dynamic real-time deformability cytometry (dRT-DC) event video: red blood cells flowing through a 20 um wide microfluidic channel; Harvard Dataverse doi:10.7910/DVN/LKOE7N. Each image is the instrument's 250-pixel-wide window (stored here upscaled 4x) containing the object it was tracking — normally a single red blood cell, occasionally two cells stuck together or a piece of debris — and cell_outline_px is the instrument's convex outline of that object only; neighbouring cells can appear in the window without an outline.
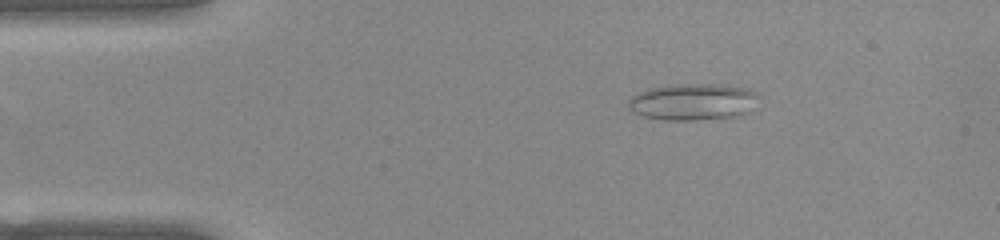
{"species": "common noctule bat (a hibernating species)", "species_latin": "Nyctalus noctula", "temperature_condition": "warm", "stored_images_in_passage": 44, "camera_frame_rate_fps": 3000, "um_per_image_px": 0.085, "animal": {"sex": "female", "body_mass_g": 22.0, "forearm_length_mm": 56.7}, "frame": {"image": 1, "passage_image": 1, "time_ms": 0.0, "image_size_px": [1000, 240], "cell_outline_px": [[760, 96], [748, 112], [740, 116], [696, 120], [664, 120], [644, 116], [632, 112], [628, 108], [628, 100], [636, 92], [648, 88], [672, 84], [712, 84], [748, 88], [756, 92]], "centroid_in_image_um": [58.87, 8.65], "position_along_channel_um": 26.1, "area_um2": 28.15}}
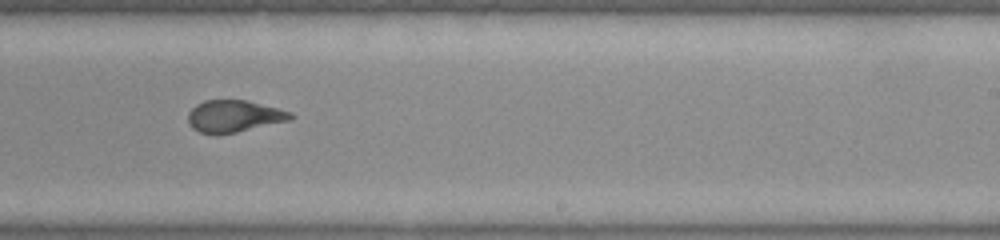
{"frame": {"image": 2, "passage_image": 24, "time_ms": 7.667, "image_size_px": [1000, 240], "cell_outline_px": [[292, 120], [236, 132], [200, 132], [192, 128], [188, 120], [188, 112], [196, 104], [204, 100], [248, 100], [292, 112]], "centroid_in_image_um": [19.91, 9.84], "position_along_channel_um": 269.1, "area_um2": 18.79}}
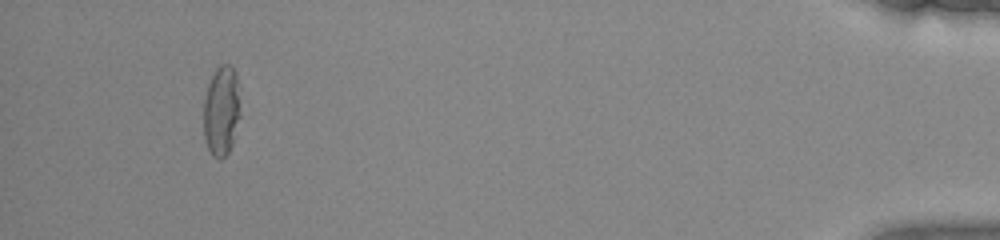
{"frame": {"image": 3, "passage_image": 41, "time_ms": 13.333, "image_size_px": [1000, 240], "cell_outline_px": [[240, 116], [232, 144], [228, 152], [220, 160], [212, 156], [204, 140], [204, 96], [208, 84], [216, 68], [220, 64], [232, 64], [236, 72], [240, 104]], "centroid_in_image_um": [18.82, 9.4], "position_along_channel_um": 416.4, "area_um2": 19.54}, "authors_computed_cell_mechanics": {"area_um2": 19.7098, "velocity_mm_per_s": 3.9209, "shape_relaxation_time_tau1_ms": null, "shape_relaxation_time_tau2_ms": 1.0773, "deformation_change_tau1": null, "deformation_change_tau2": 0.0866}}